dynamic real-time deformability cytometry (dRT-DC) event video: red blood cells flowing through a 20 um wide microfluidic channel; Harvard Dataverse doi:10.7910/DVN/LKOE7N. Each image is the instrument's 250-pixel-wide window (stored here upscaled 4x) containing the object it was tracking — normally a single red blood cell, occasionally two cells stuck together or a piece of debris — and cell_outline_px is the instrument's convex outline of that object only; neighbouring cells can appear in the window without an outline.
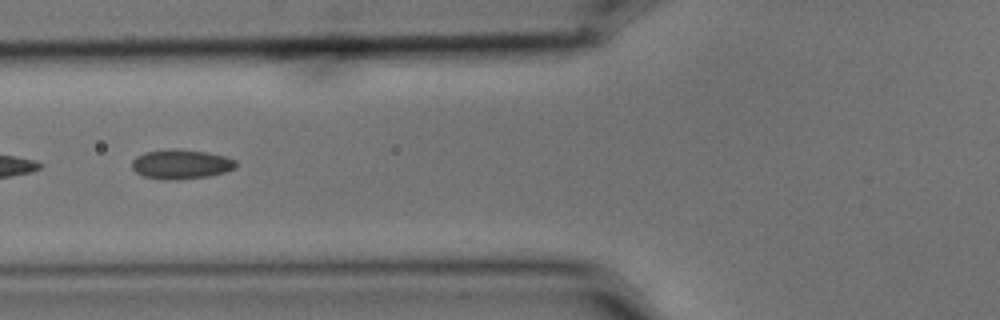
{"species": "common noctule bat (a hibernating species)", "species_latin": "Nyctalus noctula", "temperature_condition": "cold", "stored_images_in_passage": 8, "camera_frame_rate_fps": 3000, "um_per_image_px": 0.085, "animal": {"sex": "male", "body_mass_g": 15.6}, "frame": {"image": 1, "passage_image": 4, "time_ms": 1.0, "image_size_px": [1000, 320], "cell_outline_px": [[236, 168], [224, 172], [208, 176], [180, 180], [164, 180], [144, 176], [136, 172], [132, 168], [132, 160], [136, 156], [144, 152], [168, 148], [180, 148], [204, 152], [224, 156], [236, 160]], "centroid_in_image_um": [15.36, 13.95], "position_along_channel_um": 110.4, "area_um2": 18.09}}
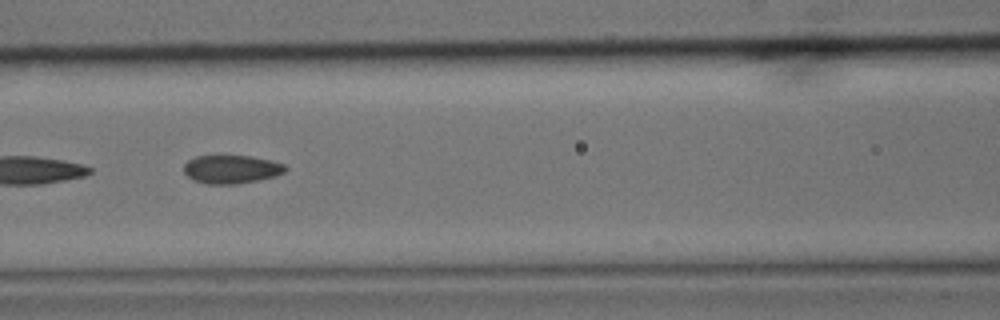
{"frame": {"image": 2, "passage_image": 5, "time_ms": 1.333, "image_size_px": [1000, 320], "cell_outline_px": [[288, 168], [284, 172], [276, 176], [260, 180], [236, 184], [204, 184], [192, 180], [184, 172], [184, 164], [188, 160], [196, 156], [252, 156], [272, 160], [284, 164]], "centroid_in_image_um": [19.68, 14.39], "position_along_channel_um": 146.9, "area_um2": 16.99}}
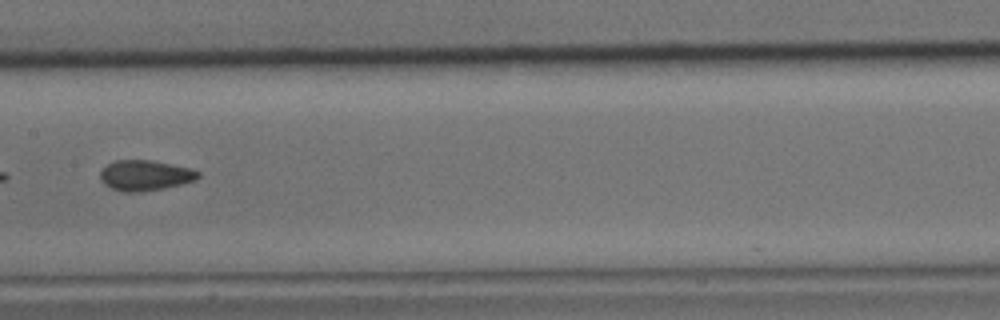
{"frame": {"image": 3, "passage_image": 6, "time_ms": 1.667, "image_size_px": [1000, 320], "cell_outline_px": [[200, 176], [196, 180], [164, 188], [136, 192], [124, 192], [112, 188], [104, 184], [100, 180], [100, 172], [108, 164], [116, 160], [152, 160], [192, 168], [200, 172]], "centroid_in_image_um": [12.35, 14.9], "position_along_channel_um": 195.0, "area_um2": 17.34}}